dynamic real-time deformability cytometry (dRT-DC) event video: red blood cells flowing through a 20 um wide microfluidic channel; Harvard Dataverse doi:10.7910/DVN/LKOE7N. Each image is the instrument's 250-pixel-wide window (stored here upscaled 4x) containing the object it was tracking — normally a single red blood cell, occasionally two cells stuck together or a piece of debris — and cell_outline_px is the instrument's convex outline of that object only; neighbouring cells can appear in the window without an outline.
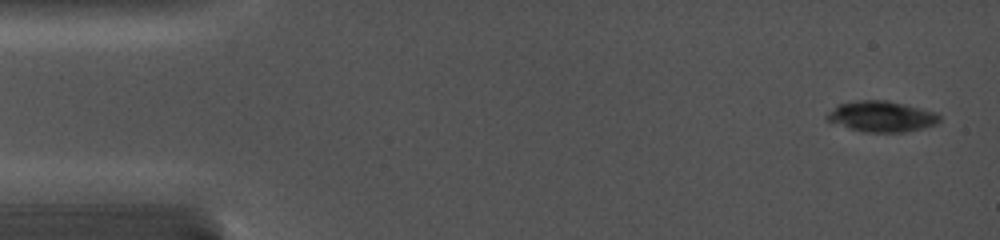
{"species": "common noctule bat (a hibernating species)", "species_latin": "Nyctalus noctula", "temperature_condition": "cold", "stored_images_in_passage": 24, "camera_frame_rate_fps": 5000, "um_per_image_px": 0.085, "animal": {"sex": "female", "body_mass_g": 19.0, "forearm_length_mm": 56.7}, "frame": {"image": 1, "passage_image": 1, "time_ms": 0.0, "image_size_px": [1000, 240], "cell_outline_px": [[940, 120], [936, 124], [904, 132], [864, 132], [828, 120], [824, 116], [828, 112], [840, 104], [856, 100], [888, 100], [936, 112], [940, 116]], "centroid_in_image_um": [74.95, 9.89], "position_along_channel_um": 10.0, "area_um2": 19.83}}
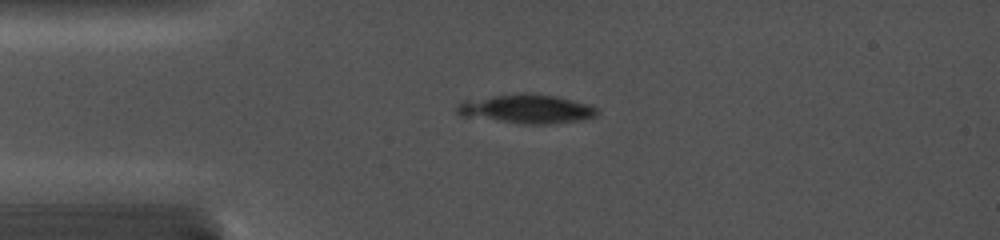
{"frame": {"image": 2, "passage_image": 7, "time_ms": 3.2, "image_size_px": [1000, 240], "cell_outline_px": [[600, 112], [596, 116], [580, 120], [548, 124], [520, 124], [460, 116], [456, 112], [456, 104], [464, 100], [520, 92], [524, 92], [556, 96], [592, 104]], "centroid_in_image_um": [44.74, 9.25], "position_along_channel_um": 40.3, "area_um2": 24.16}}
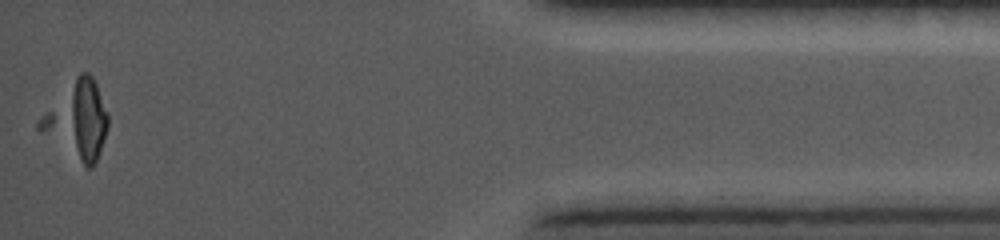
{"frame": {"image": 3, "passage_image": 24, "time_ms": 14.8, "image_size_px": [1000, 240], "cell_outline_px": [[108, 128], [100, 152], [92, 168], [88, 168], [40, 132], [36, 128], [36, 124], [40, 116], [76, 76], [80, 72], [88, 72], [92, 76], [96, 84], [108, 112]], "centroid_in_image_um": [6.57, 10.21], "position_along_channel_um": 428.6, "area_um2": 30.29}}